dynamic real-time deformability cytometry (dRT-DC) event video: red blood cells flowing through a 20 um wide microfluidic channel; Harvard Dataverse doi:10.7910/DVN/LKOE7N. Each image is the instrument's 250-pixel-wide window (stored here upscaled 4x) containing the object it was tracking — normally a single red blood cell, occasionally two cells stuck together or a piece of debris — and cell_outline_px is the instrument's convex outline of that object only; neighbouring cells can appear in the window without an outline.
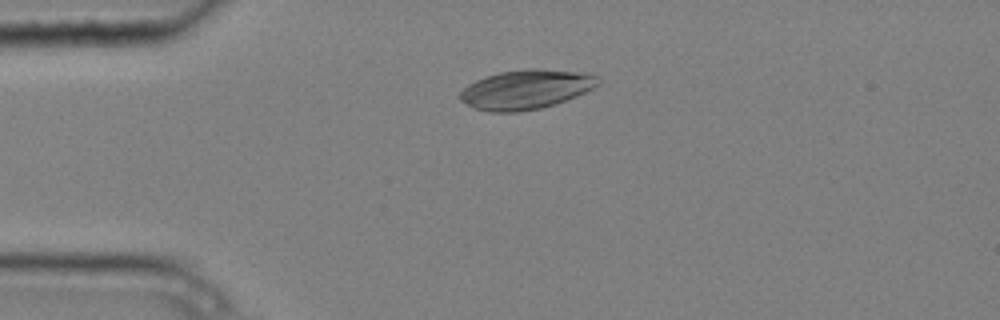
{"species": "common noctule bat (a hibernating species)", "species_latin": "Nyctalus noctula", "temperature_condition": "cold", "stored_images_in_passage": 2, "camera_frame_rate_fps": 3000, "um_per_image_px": 0.085, "animal": {"sex": "male", "body_mass_g": 20.4}, "frame": {"image": 1, "passage_image": 2, "time_ms": 0.333, "image_size_px": [1000, 320], "cell_outline_px": [[600, 84], [576, 96], [540, 108], [520, 112], [488, 112], [472, 108], [460, 100], [460, 92], [468, 84], [476, 80], [500, 72], [524, 68], [536, 68], [588, 72], [596, 76]], "centroid_in_image_um": [44.69, 7.59], "position_along_channel_um": 40.3, "area_um2": 31.73}}